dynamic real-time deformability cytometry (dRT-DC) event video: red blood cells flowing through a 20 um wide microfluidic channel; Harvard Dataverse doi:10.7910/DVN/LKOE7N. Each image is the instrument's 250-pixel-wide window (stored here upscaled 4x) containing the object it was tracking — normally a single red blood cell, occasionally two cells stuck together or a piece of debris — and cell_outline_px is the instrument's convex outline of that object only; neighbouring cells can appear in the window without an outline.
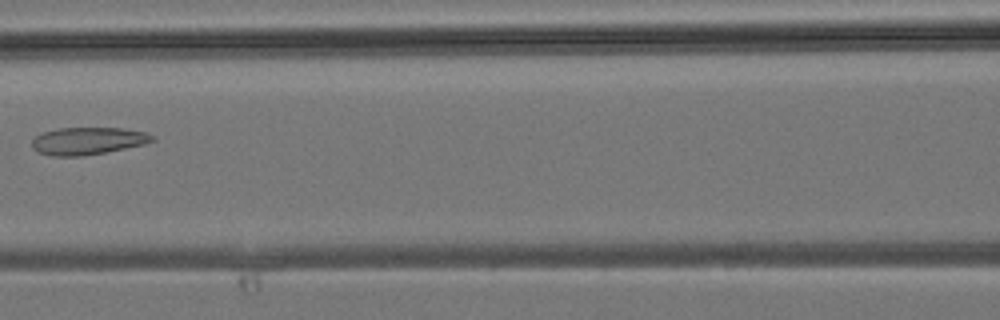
{"species": "common noctule bat (a hibernating species)", "species_latin": "Nyctalus noctula", "temperature_condition": "room temperature", "stored_images_in_passage": 5, "camera_frame_rate_fps": 3000, "um_per_image_px": 0.085, "animal": {"sex": "male", "body_mass_g": 19.2, "forearm_length_mm": 51.8}, "frame": {"image": 1, "passage_image": 5, "time_ms": 1.333, "image_size_px": [1000, 320], "cell_outline_px": [[156, 140], [144, 144], [84, 156], [52, 156], [36, 152], [32, 148], [32, 140], [36, 136], [44, 132], [60, 128], [120, 128], [144, 132], [156, 136]], "centroid_in_image_um": [7.45, 11.98], "position_along_channel_um": 159.1, "area_um2": 19.13}}